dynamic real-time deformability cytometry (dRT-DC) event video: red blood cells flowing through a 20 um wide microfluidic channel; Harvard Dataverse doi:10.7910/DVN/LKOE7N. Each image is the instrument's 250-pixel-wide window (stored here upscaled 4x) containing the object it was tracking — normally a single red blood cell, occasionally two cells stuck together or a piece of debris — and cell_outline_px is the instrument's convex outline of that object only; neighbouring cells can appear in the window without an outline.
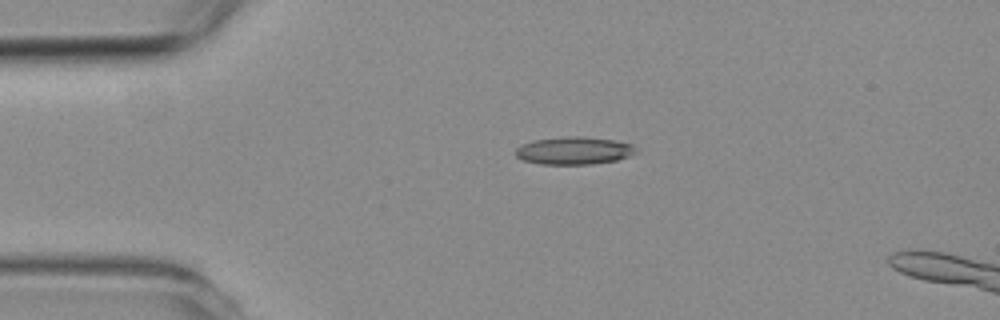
{"species": "common noctule bat (a hibernating species)", "species_latin": "Nyctalus noctula", "temperature_condition": "room temperature", "stored_images_in_passage": 5, "camera_frame_rate_fps": 3000, "um_per_image_px": 0.085, "animal": {"sex": "female", "body_mass_g": 19.3, "forearm_length_mm": 54.1}, "frame": {"image": 1, "passage_image": 4, "time_ms": 3.667, "image_size_px": [1000, 320], "cell_outline_px": [[640, 152], [632, 156], [616, 160], [592, 164], [540, 164], [524, 160], [516, 156], [516, 148], [520, 144], [532, 140], [568, 136], [580, 136], [616, 140], [632, 144]], "centroid_in_image_um": [48.83, 12.8], "position_along_channel_um": 36.2, "area_um2": 19.65}}